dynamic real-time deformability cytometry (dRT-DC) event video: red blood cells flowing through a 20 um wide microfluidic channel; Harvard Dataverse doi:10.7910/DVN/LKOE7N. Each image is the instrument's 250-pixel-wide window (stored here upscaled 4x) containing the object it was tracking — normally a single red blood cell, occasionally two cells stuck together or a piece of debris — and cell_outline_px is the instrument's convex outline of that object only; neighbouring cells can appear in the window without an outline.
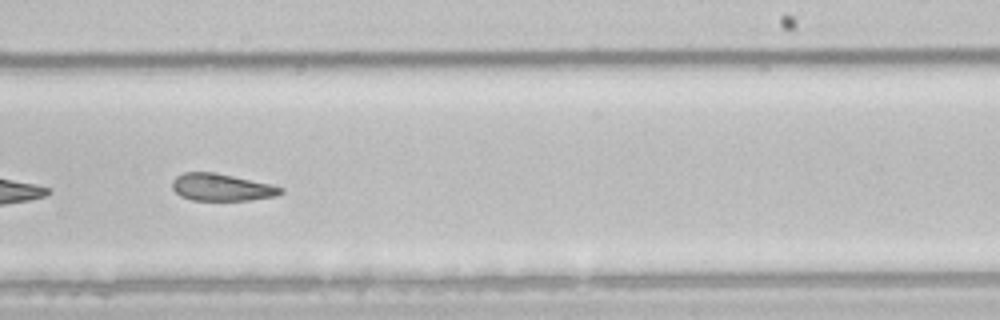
{"species": "common noctule bat (a hibernating species)", "species_latin": "Nyctalus noctula", "temperature_condition": "room temperature", "stored_images_in_passage": 44, "camera_frame_rate_fps": 3000, "um_per_image_px": 0.085, "animal": {"sex": "male", "body_mass_g": 21.5, "forearm_length_mm": 52.0}, "frame": {"image": 1, "passage_image": 26, "time_ms": 8.333, "image_size_px": [1000, 320], "cell_outline_px": [[284, 192], [276, 196], [248, 200], [192, 200], [180, 196], [172, 188], [172, 180], [176, 176], [184, 172], [216, 172], [272, 184], [284, 188]], "centroid_in_image_um": [18.84, 15.91], "position_along_channel_um": 270.2, "area_um2": 17.34}, "authors_computed_cell_mechanics": {"area_um2": 19.7676, "velocity_mm_per_s": 3.9464, "shape_relaxation_time_tau1_ms": null, "shape_relaxation_time_tau2_ms": 4.4641, "deformation_change_tau1": null, "deformation_change_tau2": 0.1249}}